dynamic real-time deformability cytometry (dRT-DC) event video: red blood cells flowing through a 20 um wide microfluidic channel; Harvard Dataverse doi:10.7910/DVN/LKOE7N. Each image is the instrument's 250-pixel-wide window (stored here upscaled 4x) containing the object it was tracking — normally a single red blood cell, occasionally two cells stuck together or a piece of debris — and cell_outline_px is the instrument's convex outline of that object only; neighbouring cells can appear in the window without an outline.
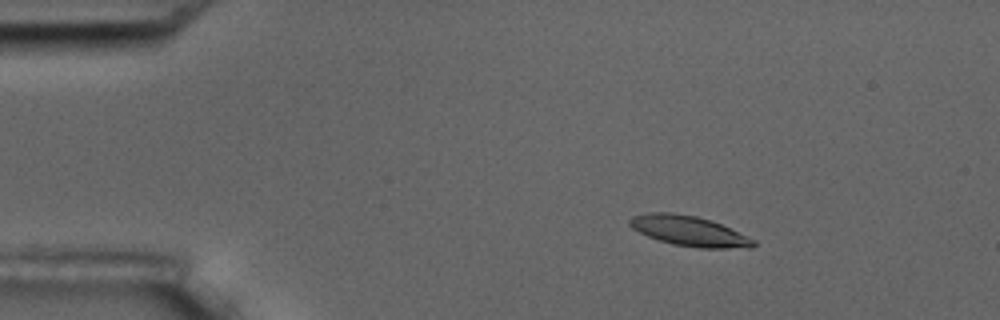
{"species": "common noctule bat (a hibernating species)", "species_latin": "Nyctalus noctula", "temperature_condition": "room temperature", "stored_images_in_passage": 5, "camera_frame_rate_fps": 3000, "um_per_image_px": 0.085, "animal": {"sex": "male", "body_mass_g": 17.5, "forearm_length_mm": 52.3}, "frame": {"image": 1, "passage_image": 2, "time_ms": 1.333, "image_size_px": [1000, 320], "cell_outline_px": [[756, 244], [752, 248], [700, 248], [672, 244], [648, 236], [632, 228], [628, 224], [628, 220], [632, 216], [648, 212], [672, 212], [696, 216], [720, 224], [756, 240]], "centroid_in_image_um": [58.56, 19.63], "position_along_channel_um": 26.4, "area_um2": 21.62}}